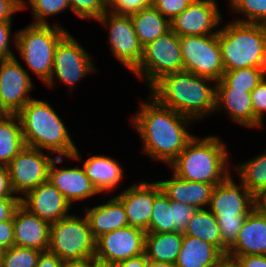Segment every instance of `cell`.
I'll list each match as a JSON object with an SVG mask.
<instances>
[{
    "label": "cell",
    "mask_w": 266,
    "mask_h": 267,
    "mask_svg": "<svg viewBox=\"0 0 266 267\" xmlns=\"http://www.w3.org/2000/svg\"><path fill=\"white\" fill-rule=\"evenodd\" d=\"M138 111L131 122L140 134L143 152L170 165L194 137L185 129L193 120L162 106L150 94Z\"/></svg>",
    "instance_id": "obj_1"
},
{
    "label": "cell",
    "mask_w": 266,
    "mask_h": 267,
    "mask_svg": "<svg viewBox=\"0 0 266 267\" xmlns=\"http://www.w3.org/2000/svg\"><path fill=\"white\" fill-rule=\"evenodd\" d=\"M215 80L181 71L166 74L156 81L149 90L162 106L192 119H203L216 109V85L207 82Z\"/></svg>",
    "instance_id": "obj_2"
},
{
    "label": "cell",
    "mask_w": 266,
    "mask_h": 267,
    "mask_svg": "<svg viewBox=\"0 0 266 267\" xmlns=\"http://www.w3.org/2000/svg\"><path fill=\"white\" fill-rule=\"evenodd\" d=\"M16 115L25 146L57 153L56 157L81 159L63 121L48 102L31 99Z\"/></svg>",
    "instance_id": "obj_3"
},
{
    "label": "cell",
    "mask_w": 266,
    "mask_h": 267,
    "mask_svg": "<svg viewBox=\"0 0 266 267\" xmlns=\"http://www.w3.org/2000/svg\"><path fill=\"white\" fill-rule=\"evenodd\" d=\"M224 144L217 136H194L169 166L174 175L184 180L220 184L230 175Z\"/></svg>",
    "instance_id": "obj_4"
},
{
    "label": "cell",
    "mask_w": 266,
    "mask_h": 267,
    "mask_svg": "<svg viewBox=\"0 0 266 267\" xmlns=\"http://www.w3.org/2000/svg\"><path fill=\"white\" fill-rule=\"evenodd\" d=\"M219 29L218 41L225 71L266 68V25L233 21Z\"/></svg>",
    "instance_id": "obj_5"
},
{
    "label": "cell",
    "mask_w": 266,
    "mask_h": 267,
    "mask_svg": "<svg viewBox=\"0 0 266 267\" xmlns=\"http://www.w3.org/2000/svg\"><path fill=\"white\" fill-rule=\"evenodd\" d=\"M67 33L58 24H30L13 36L25 64L44 83L52 74L55 48Z\"/></svg>",
    "instance_id": "obj_6"
},
{
    "label": "cell",
    "mask_w": 266,
    "mask_h": 267,
    "mask_svg": "<svg viewBox=\"0 0 266 267\" xmlns=\"http://www.w3.org/2000/svg\"><path fill=\"white\" fill-rule=\"evenodd\" d=\"M49 236L48 251L56 254L63 262L95 257L96 239L86 215L80 218L70 214L50 223Z\"/></svg>",
    "instance_id": "obj_7"
},
{
    "label": "cell",
    "mask_w": 266,
    "mask_h": 267,
    "mask_svg": "<svg viewBox=\"0 0 266 267\" xmlns=\"http://www.w3.org/2000/svg\"><path fill=\"white\" fill-rule=\"evenodd\" d=\"M183 71L179 36L171 29L143 47L140 64L132 71L150 88L166 74Z\"/></svg>",
    "instance_id": "obj_8"
},
{
    "label": "cell",
    "mask_w": 266,
    "mask_h": 267,
    "mask_svg": "<svg viewBox=\"0 0 266 267\" xmlns=\"http://www.w3.org/2000/svg\"><path fill=\"white\" fill-rule=\"evenodd\" d=\"M183 71L219 81L225 72L218 34L179 37Z\"/></svg>",
    "instance_id": "obj_9"
},
{
    "label": "cell",
    "mask_w": 266,
    "mask_h": 267,
    "mask_svg": "<svg viewBox=\"0 0 266 267\" xmlns=\"http://www.w3.org/2000/svg\"><path fill=\"white\" fill-rule=\"evenodd\" d=\"M85 50L68 32L55 48L52 74L45 84L53 87L57 77L71 90L82 78L97 71L89 53Z\"/></svg>",
    "instance_id": "obj_10"
},
{
    "label": "cell",
    "mask_w": 266,
    "mask_h": 267,
    "mask_svg": "<svg viewBox=\"0 0 266 267\" xmlns=\"http://www.w3.org/2000/svg\"><path fill=\"white\" fill-rule=\"evenodd\" d=\"M54 158L39 149L25 146L7 165L10 183L16 196L48 181L49 168ZM18 193V194H17Z\"/></svg>",
    "instance_id": "obj_11"
},
{
    "label": "cell",
    "mask_w": 266,
    "mask_h": 267,
    "mask_svg": "<svg viewBox=\"0 0 266 267\" xmlns=\"http://www.w3.org/2000/svg\"><path fill=\"white\" fill-rule=\"evenodd\" d=\"M97 21L108 26L110 51L118 62L132 73L140 64L143 47L134 30L131 16L115 14L108 10Z\"/></svg>",
    "instance_id": "obj_12"
},
{
    "label": "cell",
    "mask_w": 266,
    "mask_h": 267,
    "mask_svg": "<svg viewBox=\"0 0 266 267\" xmlns=\"http://www.w3.org/2000/svg\"><path fill=\"white\" fill-rule=\"evenodd\" d=\"M146 232L130 225L105 233L96 239L95 259L116 266L123 260L144 253Z\"/></svg>",
    "instance_id": "obj_13"
},
{
    "label": "cell",
    "mask_w": 266,
    "mask_h": 267,
    "mask_svg": "<svg viewBox=\"0 0 266 267\" xmlns=\"http://www.w3.org/2000/svg\"><path fill=\"white\" fill-rule=\"evenodd\" d=\"M33 88L31 77L16 57L0 61V104L7 114H17L33 99L28 95Z\"/></svg>",
    "instance_id": "obj_14"
},
{
    "label": "cell",
    "mask_w": 266,
    "mask_h": 267,
    "mask_svg": "<svg viewBox=\"0 0 266 267\" xmlns=\"http://www.w3.org/2000/svg\"><path fill=\"white\" fill-rule=\"evenodd\" d=\"M219 11L216 0H194L170 21V29L179 37L218 34L214 30L222 23Z\"/></svg>",
    "instance_id": "obj_15"
},
{
    "label": "cell",
    "mask_w": 266,
    "mask_h": 267,
    "mask_svg": "<svg viewBox=\"0 0 266 267\" xmlns=\"http://www.w3.org/2000/svg\"><path fill=\"white\" fill-rule=\"evenodd\" d=\"M233 181L231 174L212 192L209 209L222 218H246L258 205L257 198L240 182Z\"/></svg>",
    "instance_id": "obj_16"
},
{
    "label": "cell",
    "mask_w": 266,
    "mask_h": 267,
    "mask_svg": "<svg viewBox=\"0 0 266 267\" xmlns=\"http://www.w3.org/2000/svg\"><path fill=\"white\" fill-rule=\"evenodd\" d=\"M161 191L158 182L135 183L115 197L122 203L128 224L144 230L149 228L155 196Z\"/></svg>",
    "instance_id": "obj_17"
},
{
    "label": "cell",
    "mask_w": 266,
    "mask_h": 267,
    "mask_svg": "<svg viewBox=\"0 0 266 267\" xmlns=\"http://www.w3.org/2000/svg\"><path fill=\"white\" fill-rule=\"evenodd\" d=\"M20 204L49 223L69 216L72 207L63 194L49 181L21 195Z\"/></svg>",
    "instance_id": "obj_18"
},
{
    "label": "cell",
    "mask_w": 266,
    "mask_h": 267,
    "mask_svg": "<svg viewBox=\"0 0 266 267\" xmlns=\"http://www.w3.org/2000/svg\"><path fill=\"white\" fill-rule=\"evenodd\" d=\"M63 159L64 157L55 156L49 168L48 181L63 194L70 205L99 194L83 168H58L56 164L63 163Z\"/></svg>",
    "instance_id": "obj_19"
},
{
    "label": "cell",
    "mask_w": 266,
    "mask_h": 267,
    "mask_svg": "<svg viewBox=\"0 0 266 267\" xmlns=\"http://www.w3.org/2000/svg\"><path fill=\"white\" fill-rule=\"evenodd\" d=\"M14 245L48 251L50 223L32 214L21 204L13 214Z\"/></svg>",
    "instance_id": "obj_20"
},
{
    "label": "cell",
    "mask_w": 266,
    "mask_h": 267,
    "mask_svg": "<svg viewBox=\"0 0 266 267\" xmlns=\"http://www.w3.org/2000/svg\"><path fill=\"white\" fill-rule=\"evenodd\" d=\"M266 255V213L257 205L246 217L226 256Z\"/></svg>",
    "instance_id": "obj_21"
},
{
    "label": "cell",
    "mask_w": 266,
    "mask_h": 267,
    "mask_svg": "<svg viewBox=\"0 0 266 267\" xmlns=\"http://www.w3.org/2000/svg\"><path fill=\"white\" fill-rule=\"evenodd\" d=\"M233 121L246 127H263L254 116L251 93L247 89L216 88V109L223 110Z\"/></svg>",
    "instance_id": "obj_22"
},
{
    "label": "cell",
    "mask_w": 266,
    "mask_h": 267,
    "mask_svg": "<svg viewBox=\"0 0 266 267\" xmlns=\"http://www.w3.org/2000/svg\"><path fill=\"white\" fill-rule=\"evenodd\" d=\"M163 193L172 201L188 204L196 209H207L216 185L187 181L173 174L170 180L157 181Z\"/></svg>",
    "instance_id": "obj_23"
},
{
    "label": "cell",
    "mask_w": 266,
    "mask_h": 267,
    "mask_svg": "<svg viewBox=\"0 0 266 267\" xmlns=\"http://www.w3.org/2000/svg\"><path fill=\"white\" fill-rule=\"evenodd\" d=\"M226 256L214 245L183 234L175 267H224Z\"/></svg>",
    "instance_id": "obj_24"
},
{
    "label": "cell",
    "mask_w": 266,
    "mask_h": 267,
    "mask_svg": "<svg viewBox=\"0 0 266 267\" xmlns=\"http://www.w3.org/2000/svg\"><path fill=\"white\" fill-rule=\"evenodd\" d=\"M107 201L93 208L85 207V215L95 239L129 225L122 203L115 196Z\"/></svg>",
    "instance_id": "obj_25"
},
{
    "label": "cell",
    "mask_w": 266,
    "mask_h": 267,
    "mask_svg": "<svg viewBox=\"0 0 266 267\" xmlns=\"http://www.w3.org/2000/svg\"><path fill=\"white\" fill-rule=\"evenodd\" d=\"M83 169L99 193L113 191L124 178L122 167L109 156H90L84 161Z\"/></svg>",
    "instance_id": "obj_26"
},
{
    "label": "cell",
    "mask_w": 266,
    "mask_h": 267,
    "mask_svg": "<svg viewBox=\"0 0 266 267\" xmlns=\"http://www.w3.org/2000/svg\"><path fill=\"white\" fill-rule=\"evenodd\" d=\"M182 241V232H146L144 253L148 260L175 264Z\"/></svg>",
    "instance_id": "obj_27"
},
{
    "label": "cell",
    "mask_w": 266,
    "mask_h": 267,
    "mask_svg": "<svg viewBox=\"0 0 266 267\" xmlns=\"http://www.w3.org/2000/svg\"><path fill=\"white\" fill-rule=\"evenodd\" d=\"M142 47L170 30V21L153 6L130 15Z\"/></svg>",
    "instance_id": "obj_28"
},
{
    "label": "cell",
    "mask_w": 266,
    "mask_h": 267,
    "mask_svg": "<svg viewBox=\"0 0 266 267\" xmlns=\"http://www.w3.org/2000/svg\"><path fill=\"white\" fill-rule=\"evenodd\" d=\"M183 234L208 242L216 246L225 256L227 255L228 249L222 244L216 216L209 209H197Z\"/></svg>",
    "instance_id": "obj_29"
},
{
    "label": "cell",
    "mask_w": 266,
    "mask_h": 267,
    "mask_svg": "<svg viewBox=\"0 0 266 267\" xmlns=\"http://www.w3.org/2000/svg\"><path fill=\"white\" fill-rule=\"evenodd\" d=\"M25 147L21 123L16 114L0 117V166L9 162Z\"/></svg>",
    "instance_id": "obj_30"
},
{
    "label": "cell",
    "mask_w": 266,
    "mask_h": 267,
    "mask_svg": "<svg viewBox=\"0 0 266 267\" xmlns=\"http://www.w3.org/2000/svg\"><path fill=\"white\" fill-rule=\"evenodd\" d=\"M235 168L239 180L256 198L266 191V151Z\"/></svg>",
    "instance_id": "obj_31"
},
{
    "label": "cell",
    "mask_w": 266,
    "mask_h": 267,
    "mask_svg": "<svg viewBox=\"0 0 266 267\" xmlns=\"http://www.w3.org/2000/svg\"><path fill=\"white\" fill-rule=\"evenodd\" d=\"M266 77V68L246 67L225 71L216 88L247 89L250 92Z\"/></svg>",
    "instance_id": "obj_32"
},
{
    "label": "cell",
    "mask_w": 266,
    "mask_h": 267,
    "mask_svg": "<svg viewBox=\"0 0 266 267\" xmlns=\"http://www.w3.org/2000/svg\"><path fill=\"white\" fill-rule=\"evenodd\" d=\"M146 232H174L173 204L162 190L155 196L149 228Z\"/></svg>",
    "instance_id": "obj_33"
},
{
    "label": "cell",
    "mask_w": 266,
    "mask_h": 267,
    "mask_svg": "<svg viewBox=\"0 0 266 267\" xmlns=\"http://www.w3.org/2000/svg\"><path fill=\"white\" fill-rule=\"evenodd\" d=\"M41 252L14 245L0 253V267H35Z\"/></svg>",
    "instance_id": "obj_34"
},
{
    "label": "cell",
    "mask_w": 266,
    "mask_h": 267,
    "mask_svg": "<svg viewBox=\"0 0 266 267\" xmlns=\"http://www.w3.org/2000/svg\"><path fill=\"white\" fill-rule=\"evenodd\" d=\"M229 3L235 13L244 14L247 18L235 21L266 25V0H229Z\"/></svg>",
    "instance_id": "obj_35"
},
{
    "label": "cell",
    "mask_w": 266,
    "mask_h": 267,
    "mask_svg": "<svg viewBox=\"0 0 266 267\" xmlns=\"http://www.w3.org/2000/svg\"><path fill=\"white\" fill-rule=\"evenodd\" d=\"M28 6L34 15L32 24H49L46 20L48 16L58 15V13L70 9L68 0H29Z\"/></svg>",
    "instance_id": "obj_36"
},
{
    "label": "cell",
    "mask_w": 266,
    "mask_h": 267,
    "mask_svg": "<svg viewBox=\"0 0 266 267\" xmlns=\"http://www.w3.org/2000/svg\"><path fill=\"white\" fill-rule=\"evenodd\" d=\"M70 10L80 19H100L108 10L105 0H68Z\"/></svg>",
    "instance_id": "obj_37"
},
{
    "label": "cell",
    "mask_w": 266,
    "mask_h": 267,
    "mask_svg": "<svg viewBox=\"0 0 266 267\" xmlns=\"http://www.w3.org/2000/svg\"><path fill=\"white\" fill-rule=\"evenodd\" d=\"M221 231L222 244L229 249L237 240L246 218H222L216 216Z\"/></svg>",
    "instance_id": "obj_38"
},
{
    "label": "cell",
    "mask_w": 266,
    "mask_h": 267,
    "mask_svg": "<svg viewBox=\"0 0 266 267\" xmlns=\"http://www.w3.org/2000/svg\"><path fill=\"white\" fill-rule=\"evenodd\" d=\"M107 10L120 15H132L152 6V0H105Z\"/></svg>",
    "instance_id": "obj_39"
},
{
    "label": "cell",
    "mask_w": 266,
    "mask_h": 267,
    "mask_svg": "<svg viewBox=\"0 0 266 267\" xmlns=\"http://www.w3.org/2000/svg\"><path fill=\"white\" fill-rule=\"evenodd\" d=\"M194 0H152V6L169 21L183 12Z\"/></svg>",
    "instance_id": "obj_40"
},
{
    "label": "cell",
    "mask_w": 266,
    "mask_h": 267,
    "mask_svg": "<svg viewBox=\"0 0 266 267\" xmlns=\"http://www.w3.org/2000/svg\"><path fill=\"white\" fill-rule=\"evenodd\" d=\"M173 216H174V232H184L190 218L197 210L191 205L183 204L177 201H172Z\"/></svg>",
    "instance_id": "obj_41"
},
{
    "label": "cell",
    "mask_w": 266,
    "mask_h": 267,
    "mask_svg": "<svg viewBox=\"0 0 266 267\" xmlns=\"http://www.w3.org/2000/svg\"><path fill=\"white\" fill-rule=\"evenodd\" d=\"M254 116L263 124L266 112V77L251 91Z\"/></svg>",
    "instance_id": "obj_42"
},
{
    "label": "cell",
    "mask_w": 266,
    "mask_h": 267,
    "mask_svg": "<svg viewBox=\"0 0 266 267\" xmlns=\"http://www.w3.org/2000/svg\"><path fill=\"white\" fill-rule=\"evenodd\" d=\"M11 25L12 22H0V61L15 57L14 53L10 50L9 44Z\"/></svg>",
    "instance_id": "obj_43"
},
{
    "label": "cell",
    "mask_w": 266,
    "mask_h": 267,
    "mask_svg": "<svg viewBox=\"0 0 266 267\" xmlns=\"http://www.w3.org/2000/svg\"><path fill=\"white\" fill-rule=\"evenodd\" d=\"M14 246L13 217L0 222V253Z\"/></svg>",
    "instance_id": "obj_44"
},
{
    "label": "cell",
    "mask_w": 266,
    "mask_h": 267,
    "mask_svg": "<svg viewBox=\"0 0 266 267\" xmlns=\"http://www.w3.org/2000/svg\"><path fill=\"white\" fill-rule=\"evenodd\" d=\"M239 267H266V255L226 256Z\"/></svg>",
    "instance_id": "obj_45"
},
{
    "label": "cell",
    "mask_w": 266,
    "mask_h": 267,
    "mask_svg": "<svg viewBox=\"0 0 266 267\" xmlns=\"http://www.w3.org/2000/svg\"><path fill=\"white\" fill-rule=\"evenodd\" d=\"M20 205V198H0V222L11 219Z\"/></svg>",
    "instance_id": "obj_46"
},
{
    "label": "cell",
    "mask_w": 266,
    "mask_h": 267,
    "mask_svg": "<svg viewBox=\"0 0 266 267\" xmlns=\"http://www.w3.org/2000/svg\"><path fill=\"white\" fill-rule=\"evenodd\" d=\"M0 198H19L12 190L7 166H0Z\"/></svg>",
    "instance_id": "obj_47"
},
{
    "label": "cell",
    "mask_w": 266,
    "mask_h": 267,
    "mask_svg": "<svg viewBox=\"0 0 266 267\" xmlns=\"http://www.w3.org/2000/svg\"><path fill=\"white\" fill-rule=\"evenodd\" d=\"M63 264L64 262L56 254L44 251L40 253L35 267H62Z\"/></svg>",
    "instance_id": "obj_48"
},
{
    "label": "cell",
    "mask_w": 266,
    "mask_h": 267,
    "mask_svg": "<svg viewBox=\"0 0 266 267\" xmlns=\"http://www.w3.org/2000/svg\"><path fill=\"white\" fill-rule=\"evenodd\" d=\"M20 10L11 0H0V22H12V14Z\"/></svg>",
    "instance_id": "obj_49"
},
{
    "label": "cell",
    "mask_w": 266,
    "mask_h": 267,
    "mask_svg": "<svg viewBox=\"0 0 266 267\" xmlns=\"http://www.w3.org/2000/svg\"><path fill=\"white\" fill-rule=\"evenodd\" d=\"M147 266H148V259L145 253L136 257L123 260L116 265V267H147Z\"/></svg>",
    "instance_id": "obj_50"
},
{
    "label": "cell",
    "mask_w": 266,
    "mask_h": 267,
    "mask_svg": "<svg viewBox=\"0 0 266 267\" xmlns=\"http://www.w3.org/2000/svg\"><path fill=\"white\" fill-rule=\"evenodd\" d=\"M100 263L94 258L79 261H66L62 267H97Z\"/></svg>",
    "instance_id": "obj_51"
},
{
    "label": "cell",
    "mask_w": 266,
    "mask_h": 267,
    "mask_svg": "<svg viewBox=\"0 0 266 267\" xmlns=\"http://www.w3.org/2000/svg\"><path fill=\"white\" fill-rule=\"evenodd\" d=\"M147 267H175V264H170V263L161 262V261L148 260Z\"/></svg>",
    "instance_id": "obj_52"
},
{
    "label": "cell",
    "mask_w": 266,
    "mask_h": 267,
    "mask_svg": "<svg viewBox=\"0 0 266 267\" xmlns=\"http://www.w3.org/2000/svg\"><path fill=\"white\" fill-rule=\"evenodd\" d=\"M258 206L266 213V191L257 198Z\"/></svg>",
    "instance_id": "obj_53"
},
{
    "label": "cell",
    "mask_w": 266,
    "mask_h": 267,
    "mask_svg": "<svg viewBox=\"0 0 266 267\" xmlns=\"http://www.w3.org/2000/svg\"><path fill=\"white\" fill-rule=\"evenodd\" d=\"M12 2H14L21 10H24L27 8V3L29 0H27L26 2H24V0H11Z\"/></svg>",
    "instance_id": "obj_54"
},
{
    "label": "cell",
    "mask_w": 266,
    "mask_h": 267,
    "mask_svg": "<svg viewBox=\"0 0 266 267\" xmlns=\"http://www.w3.org/2000/svg\"><path fill=\"white\" fill-rule=\"evenodd\" d=\"M224 267H239L233 260L226 259Z\"/></svg>",
    "instance_id": "obj_55"
},
{
    "label": "cell",
    "mask_w": 266,
    "mask_h": 267,
    "mask_svg": "<svg viewBox=\"0 0 266 267\" xmlns=\"http://www.w3.org/2000/svg\"><path fill=\"white\" fill-rule=\"evenodd\" d=\"M7 113L2 109L1 104H0V117L6 116Z\"/></svg>",
    "instance_id": "obj_56"
},
{
    "label": "cell",
    "mask_w": 266,
    "mask_h": 267,
    "mask_svg": "<svg viewBox=\"0 0 266 267\" xmlns=\"http://www.w3.org/2000/svg\"><path fill=\"white\" fill-rule=\"evenodd\" d=\"M97 267H116V266L99 264Z\"/></svg>",
    "instance_id": "obj_57"
}]
</instances>
